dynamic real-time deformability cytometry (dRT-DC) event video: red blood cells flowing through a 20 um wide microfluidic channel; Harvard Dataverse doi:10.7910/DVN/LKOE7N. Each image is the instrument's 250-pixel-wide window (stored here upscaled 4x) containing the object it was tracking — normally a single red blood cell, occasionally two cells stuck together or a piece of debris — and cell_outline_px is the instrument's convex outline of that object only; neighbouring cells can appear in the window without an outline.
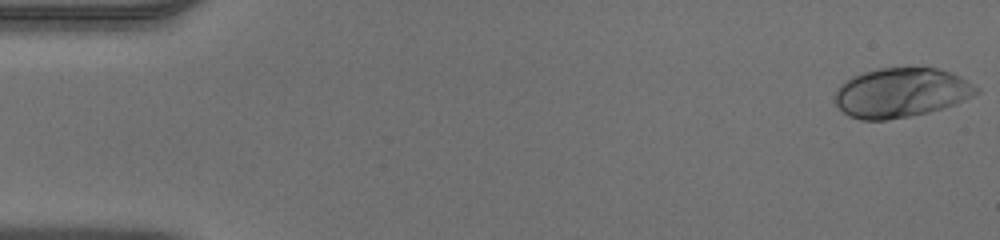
{"species": "human", "species_latin": "Homo sapiens", "temperature_condition": "warm", "stored_images_in_passage": 29, "camera_frame_rate_fps": 3000, "um_per_image_px": 0.085, "donor": {"sex": "male"}, "frame": {"image": 1, "passage_image": 1, "time_ms": 0.0, "image_size_px": [1000, 240], "cell_outline_px": [[980, 92], [964, 100], [928, 112], [888, 120], [860, 120], [848, 116], [836, 104], [836, 88], [844, 80], [852, 76], [876, 68], [936, 68], [952, 72], [960, 76], [980, 88]], "centroid_in_image_um": [76.58, 7.87], "position_along_channel_um": 8.4, "area_um2": 40.69}}
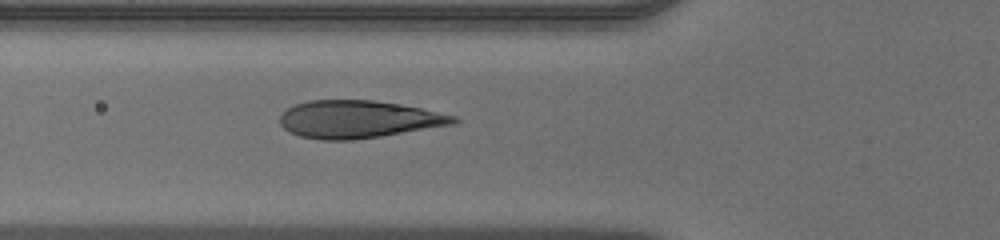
{"frame": {"image": 2, "passage_image": 18, "time_ms": 5.667, "image_size_px": [1000, 240], "cell_outline_px": [[460, 120], [456, 124], [380, 136], [352, 140], [320, 140], [300, 136], [288, 132], [280, 124], [280, 116], [288, 108], [296, 104], [308, 100], [372, 100], [400, 104], [420, 108], [456, 116]], "centroid_in_image_um": [30.46, 10.14], "position_along_channel_um": 95.3, "area_um2": 37.97}}
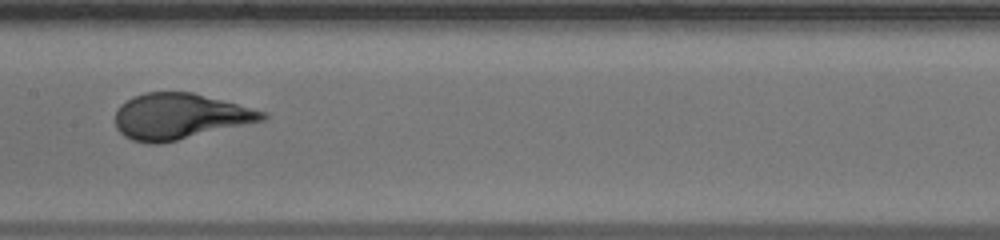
{"frame": {"image": 3, "passage_image": 25, "time_ms": 8.0, "image_size_px": [1000, 240], "cell_outline_px": [[268, 116], [264, 120], [160, 144], [152, 144], [132, 140], [124, 136], [116, 128], [116, 112], [120, 104], [132, 96], [144, 92], [192, 92], [236, 104], [264, 112]], "centroid_in_image_um": [15.21, 9.89], "position_along_channel_um": 192.2, "area_um2": 38.9}}